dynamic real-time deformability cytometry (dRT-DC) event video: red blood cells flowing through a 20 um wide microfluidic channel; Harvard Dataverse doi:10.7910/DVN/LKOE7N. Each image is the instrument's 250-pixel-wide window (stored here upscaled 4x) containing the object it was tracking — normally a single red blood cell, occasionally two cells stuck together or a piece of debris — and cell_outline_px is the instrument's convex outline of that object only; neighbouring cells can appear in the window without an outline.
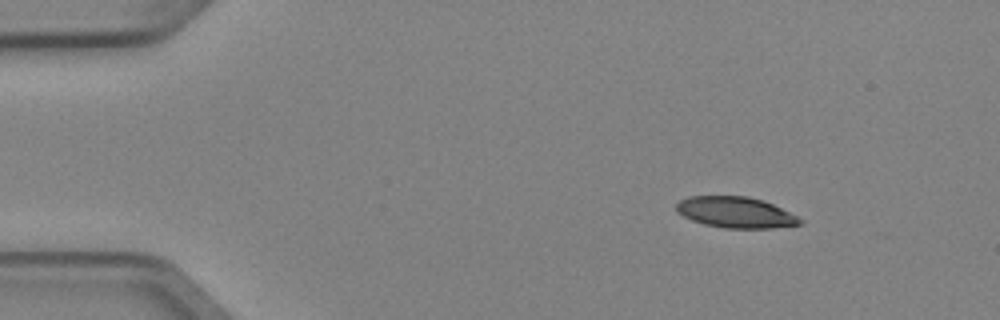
{"species": "Egyptian fruit bat (a non-hibernating species)", "species_latin": "Rousettus aegyptiacus", "temperature_condition": "cold", "stored_images_in_passage": 4, "camera_frame_rate_fps": 3000, "um_per_image_px": 0.085, "animal": {"sex": "female"}, "frame": {"image": 1, "passage_image": 1, "time_ms": 0.0, "image_size_px": [1000, 320], "cell_outline_px": [[804, 224], [772, 228], [724, 228], [704, 224], [692, 220], [676, 212], [676, 204], [680, 200], [688, 196], [748, 196], [764, 200], [804, 220]], "centroid_in_image_um": [62.52, 18.05], "position_along_channel_um": 22.5, "area_um2": 22.37}}
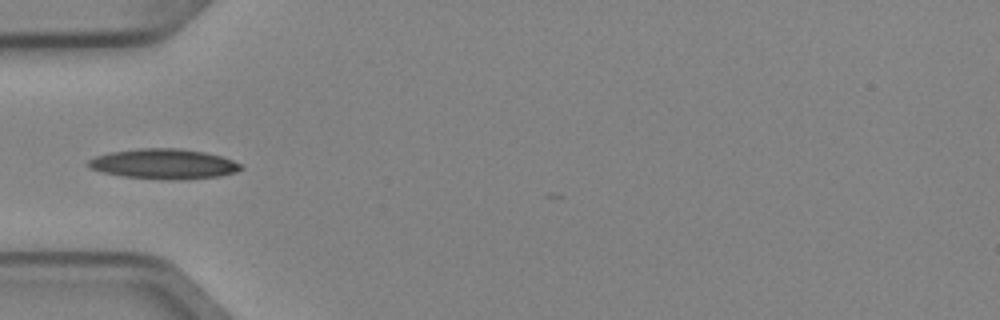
{"frame": {"image": 2, "passage_image": 4, "time_ms": 1.0, "image_size_px": [1000, 320], "cell_outline_px": [[244, 168], [236, 172], [216, 176], [160, 180], [124, 176], [104, 172], [88, 168], [84, 164], [88, 160], [96, 156], [108, 152], [140, 148], [180, 148], [204, 152], [220, 156], [232, 160], [240, 164]], "centroid_in_image_um": [13.85, 13.92], "position_along_channel_um": 71.1, "area_um2": 26.59}}